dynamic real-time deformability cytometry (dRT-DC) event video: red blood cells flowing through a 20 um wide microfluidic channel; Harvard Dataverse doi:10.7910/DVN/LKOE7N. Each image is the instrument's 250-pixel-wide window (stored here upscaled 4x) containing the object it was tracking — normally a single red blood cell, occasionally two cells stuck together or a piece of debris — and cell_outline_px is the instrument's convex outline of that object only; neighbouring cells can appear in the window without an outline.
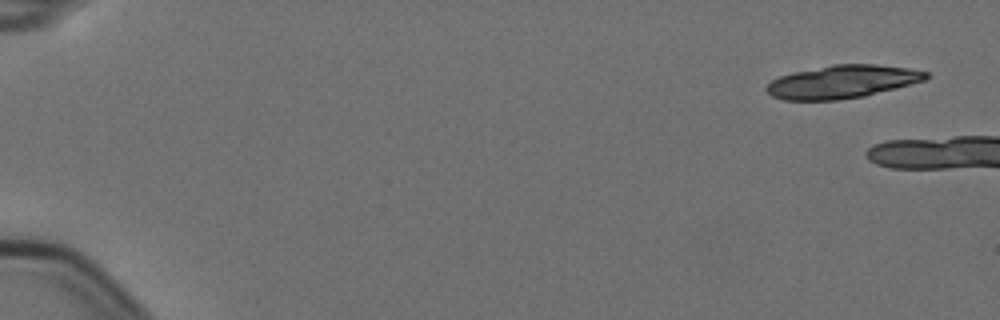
{"species": "Egyptian fruit bat (a non-hibernating species)", "species_latin": "Rousettus aegyptiacus", "temperature_condition": "cold", "stored_images_in_passage": 3, "camera_frame_rate_fps": 3000, "um_per_image_px": 0.085, "animal": {"sex": "female"}, "frame": {"image": 1, "passage_image": 1, "time_ms": 0.0, "image_size_px": [1000, 320], "cell_outline_px": [[932, 76], [924, 80], [896, 88], [864, 96], [836, 100], [784, 100], [772, 96], [764, 88], [772, 80], [780, 76], [792, 72], [832, 64], [876, 64], [908, 68], [928, 72]], "centroid_in_image_um": [71.59, 6.94], "position_along_channel_um": 13.4, "area_um2": 30.69}}